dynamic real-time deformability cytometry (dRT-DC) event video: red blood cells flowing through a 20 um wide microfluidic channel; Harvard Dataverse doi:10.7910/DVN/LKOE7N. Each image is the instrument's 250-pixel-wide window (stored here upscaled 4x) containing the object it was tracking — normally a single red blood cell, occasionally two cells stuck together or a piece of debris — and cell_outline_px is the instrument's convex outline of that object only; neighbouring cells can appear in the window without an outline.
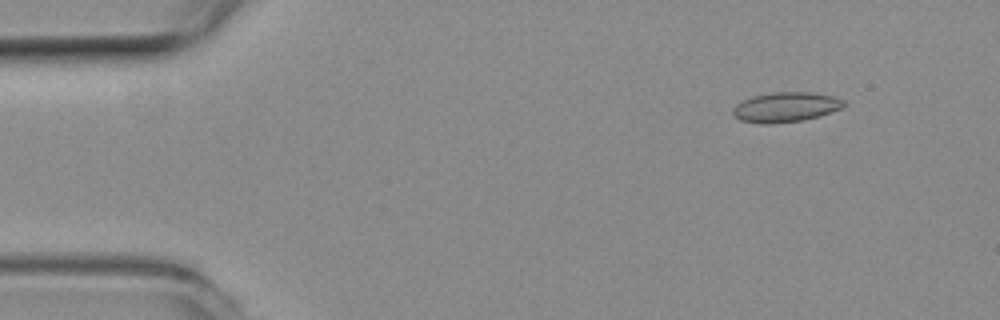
{"species": "common noctule bat (a hibernating species)", "species_latin": "Nyctalus noctula", "temperature_condition": "room temperature", "stored_images_in_passage": 13, "camera_frame_rate_fps": 3000, "um_per_image_px": 0.085, "animal": {"sex": "female", "body_mass_g": 19.3, "forearm_length_mm": 54.1}, "frame": {"image": 1, "passage_image": 6, "time_ms": 1.667, "image_size_px": [1000, 320], "cell_outline_px": [[844, 108], [820, 116], [804, 120], [772, 124], [760, 124], [740, 120], [732, 112], [732, 108], [740, 100], [752, 96], [772, 92], [812, 92], [836, 96], [844, 100]], "centroid_in_image_um": [66.8, 9.1], "position_along_channel_um": 18.2, "area_um2": 19.71}}